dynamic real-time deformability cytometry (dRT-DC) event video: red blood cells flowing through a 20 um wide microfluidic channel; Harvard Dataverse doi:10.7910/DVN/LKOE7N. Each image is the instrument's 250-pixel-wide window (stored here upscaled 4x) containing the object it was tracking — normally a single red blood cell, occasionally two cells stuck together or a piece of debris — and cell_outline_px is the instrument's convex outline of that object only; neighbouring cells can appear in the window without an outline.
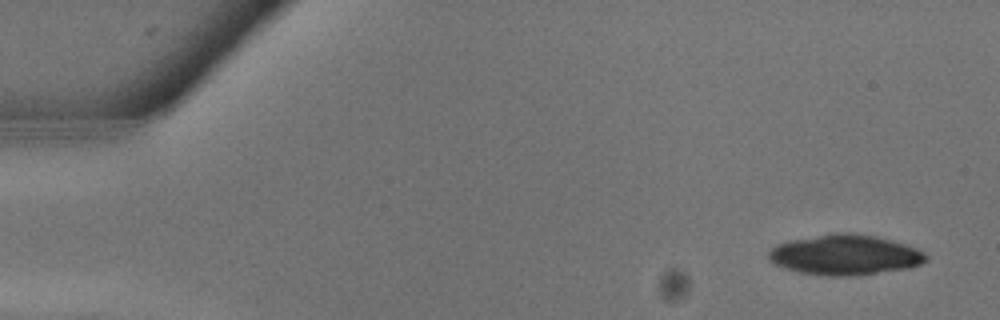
{"species": "common noctule bat (a hibernating species)", "species_latin": "Nyctalus noctula", "temperature_condition": "warm", "stored_images_in_passage": 10, "camera_frame_rate_fps": 3000, "um_per_image_px": 0.085, "animal": {"sex": "male", "body_mass_g": 13.3}, "frame": {"image": 1, "passage_image": 2, "time_ms": 0.333, "image_size_px": [1000, 320], "cell_outline_px": [[928, 260], [920, 264], [904, 268], [852, 276], [824, 276], [800, 272], [784, 268], [768, 260], [768, 252], [776, 244], [788, 240], [836, 232], [852, 232], [876, 236], [892, 240], [916, 248], [924, 252], [928, 256]], "centroid_in_image_um": [71.79, 21.65], "position_along_channel_um": 13.2, "area_um2": 36.99}}
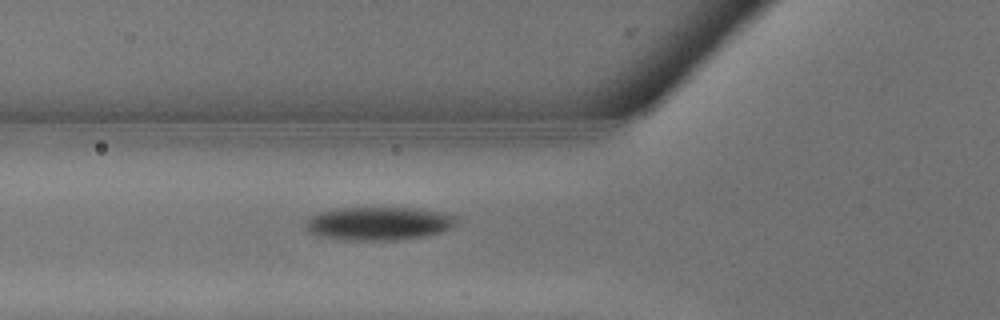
{"frame": {"image": 2, "passage_image": 10, "time_ms": 3.0, "image_size_px": [1000, 320], "cell_outline_px": [[456, 224], [452, 228], [440, 232], [420, 236], [392, 240], [352, 240], [316, 236], [308, 232], [304, 228], [304, 224], [312, 216], [320, 212], [344, 208], [412, 208], [444, 212], [456, 216]], "centroid_in_image_um": [32.17, 18.99], "position_along_channel_um": 93.6, "area_um2": 29.07}}